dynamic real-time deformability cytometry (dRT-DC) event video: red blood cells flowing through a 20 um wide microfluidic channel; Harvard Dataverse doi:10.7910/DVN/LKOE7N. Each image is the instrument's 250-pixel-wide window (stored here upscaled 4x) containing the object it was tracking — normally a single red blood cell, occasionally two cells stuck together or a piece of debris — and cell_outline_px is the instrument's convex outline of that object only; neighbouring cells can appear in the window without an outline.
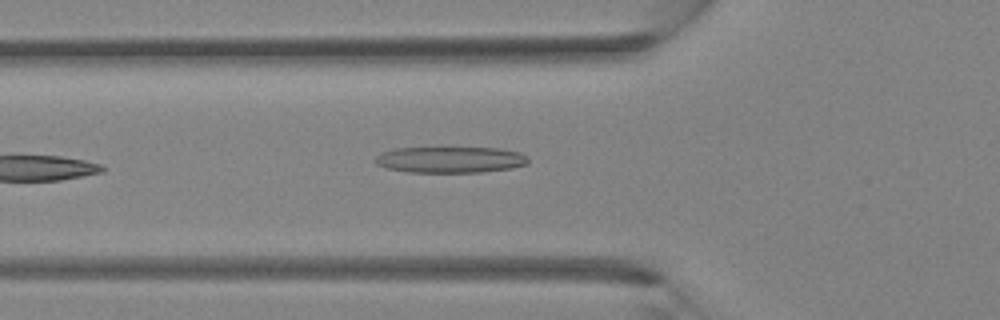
{"species": "Egyptian fruit bat (a non-hibernating species)", "species_latin": "Rousettus aegyptiacus", "temperature_condition": "room temperature", "stored_images_in_passage": 3, "camera_frame_rate_fps": 3000, "um_per_image_px": 0.085, "animal": {"sex": "female"}, "frame": {"image": 1, "passage_image": 3, "time_ms": 2.0, "image_size_px": [1000, 320], "cell_outline_px": [[528, 164], [512, 168], [480, 172], [408, 172], [388, 168], [376, 164], [372, 160], [380, 152], [396, 148], [440, 144], [496, 148], [520, 152], [528, 156]], "centroid_in_image_um": [38.23, 13.51], "position_along_channel_um": 87.6, "area_um2": 24.85}}